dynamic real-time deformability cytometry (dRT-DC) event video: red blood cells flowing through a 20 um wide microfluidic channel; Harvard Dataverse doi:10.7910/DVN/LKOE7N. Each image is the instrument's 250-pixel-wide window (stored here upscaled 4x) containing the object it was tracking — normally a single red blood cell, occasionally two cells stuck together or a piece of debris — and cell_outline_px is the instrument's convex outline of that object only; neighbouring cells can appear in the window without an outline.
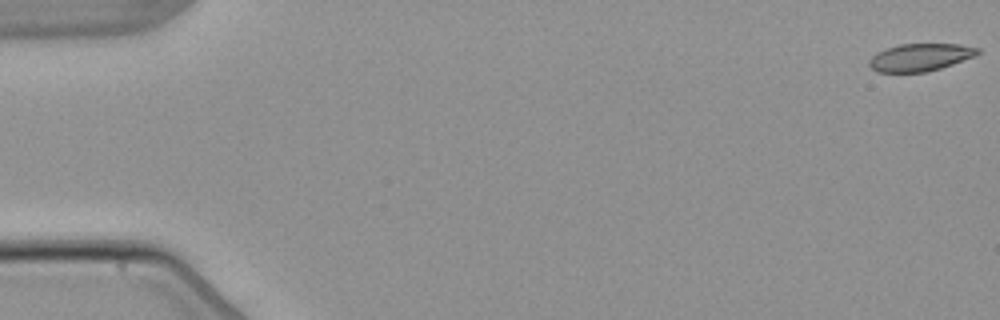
{"species": "common noctule bat (a hibernating species)", "species_latin": "Nyctalus noctula", "temperature_condition": "warm", "stored_images_in_passage": 5, "camera_frame_rate_fps": 3000, "um_per_image_px": 0.085, "animal": {"sex": "male", "body_mass_g": 21.5, "forearm_length_mm": 52.0}, "frame": {"image": 1, "passage_image": 1, "time_ms": 0.0, "image_size_px": [1000, 320], "cell_outline_px": [[980, 52], [976, 56], [940, 68], [924, 72], [876, 72], [868, 64], [868, 60], [876, 52], [884, 48], [900, 44], [960, 44], [980, 48]], "centroid_in_image_um": [78.2, 4.86], "position_along_channel_um": 6.8, "area_um2": 17.51}}
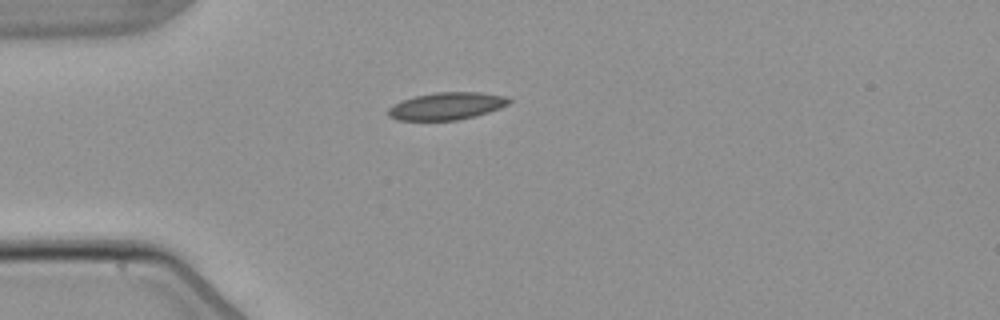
{"frame": {"image": 2, "passage_image": 5, "time_ms": 4.667, "image_size_px": [1000, 320], "cell_outline_px": [[512, 100], [508, 104], [500, 108], [476, 116], [456, 120], [396, 120], [388, 116], [388, 108], [404, 100], [416, 96], [436, 92], [480, 92], [508, 96]], "centroid_in_image_um": [38.01, 9.01], "position_along_channel_um": 47.0, "area_um2": 19.19}}